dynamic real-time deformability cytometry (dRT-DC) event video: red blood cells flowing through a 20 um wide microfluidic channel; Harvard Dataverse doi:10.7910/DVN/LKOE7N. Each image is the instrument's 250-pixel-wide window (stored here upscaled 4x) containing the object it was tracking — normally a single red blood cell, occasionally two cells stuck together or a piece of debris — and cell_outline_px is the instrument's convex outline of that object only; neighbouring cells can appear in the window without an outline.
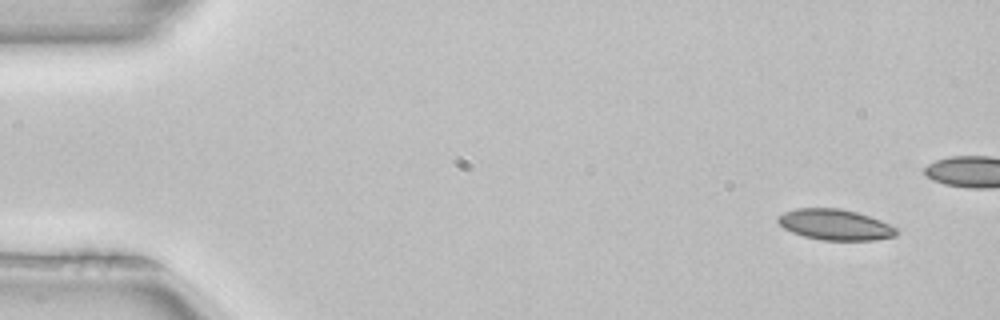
{"species": "common noctule bat (a hibernating species)", "species_latin": "Nyctalus noctula", "temperature_condition": "room temperature", "stored_images_in_passage": 4, "camera_frame_rate_fps": 3000, "um_per_image_px": 0.085, "animal": {"sex": "female", "body_mass_g": 22.7, "forearm_length_mm": 54.2}, "frame": {"image": 1, "passage_image": 1, "time_ms": 0.0, "image_size_px": [1000, 320], "cell_outline_px": [[900, 232], [896, 236], [876, 240], [820, 240], [804, 236], [792, 232], [784, 228], [776, 220], [776, 216], [784, 212], [796, 208], [840, 208], [856, 212], [880, 220], [900, 228]], "centroid_in_image_um": [71.01, 19.1], "position_along_channel_um": 14.0, "area_um2": 21.5}}